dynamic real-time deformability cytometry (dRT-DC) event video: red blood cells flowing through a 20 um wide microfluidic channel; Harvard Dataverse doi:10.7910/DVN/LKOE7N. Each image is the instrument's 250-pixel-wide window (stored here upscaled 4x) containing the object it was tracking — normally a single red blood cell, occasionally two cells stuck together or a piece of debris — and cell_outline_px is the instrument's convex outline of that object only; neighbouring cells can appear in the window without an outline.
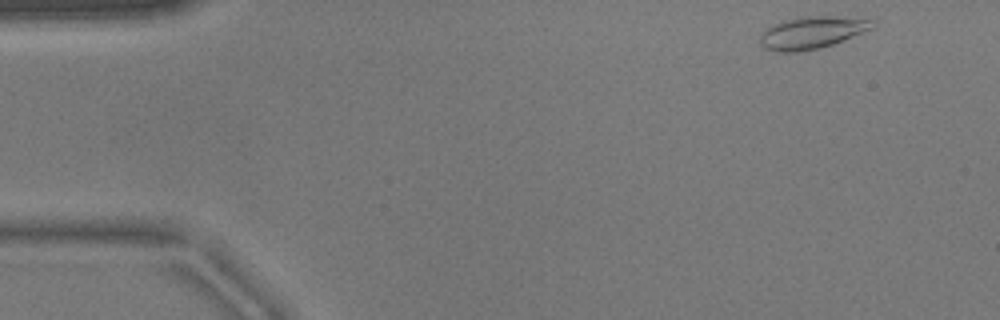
{"species": "common noctule bat (a hibernating species)", "species_latin": "Nyctalus noctula", "temperature_condition": "warm", "stored_images_in_passage": 49, "camera_frame_rate_fps": 3000, "um_per_image_px": 0.085, "animal": {"sex": "male", "body_mass_g": 17.9}, "frame": {"image": 1, "passage_image": 1, "time_ms": 0.0, "image_size_px": [1000, 320], "cell_outline_px": [[876, 24], [872, 28], [832, 44], [816, 48], [796, 52], [780, 52], [764, 48], [760, 44], [760, 36], [772, 24], [780, 20], [808, 16], [832, 16], [876, 20]], "centroid_in_image_um": [68.99, 2.75], "position_along_channel_um": 16.0, "area_um2": 20.81}}
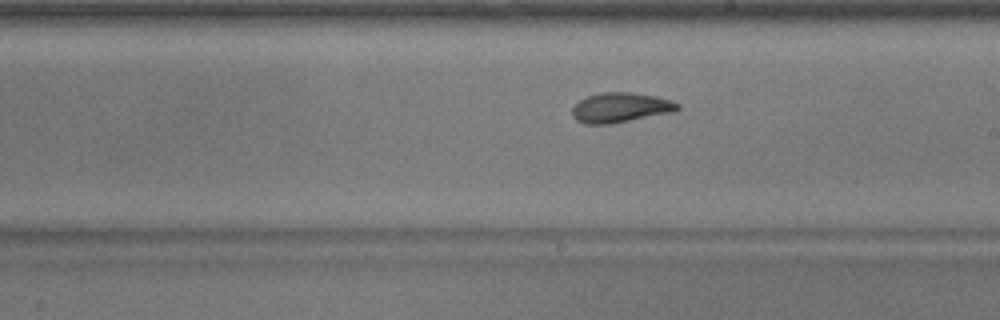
{"frame": {"image": 2, "passage_image": 26, "time_ms": 8.333, "image_size_px": [1000, 320], "cell_outline_px": [[680, 108], [672, 112], [612, 124], [584, 124], [576, 120], [572, 116], [572, 108], [580, 100], [588, 96], [600, 92], [632, 92], [656, 96], [672, 100], [680, 104]], "centroid_in_image_um": [52.74, 9.14], "position_along_channel_um": 236.3, "area_um2": 18.44}}
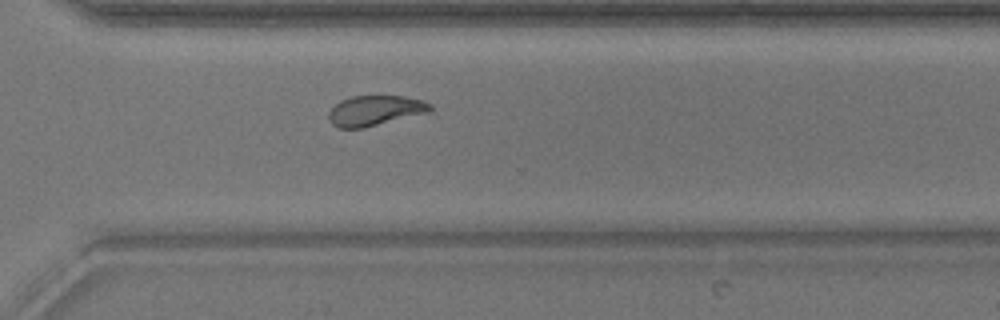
{"frame": {"image": 3, "passage_image": 34, "time_ms": 11.0, "image_size_px": [1000, 320], "cell_outline_px": [[432, 108], [428, 112], [364, 128], [340, 128], [332, 124], [328, 120], [328, 112], [340, 100], [352, 96], [404, 96], [420, 100], [432, 104]], "centroid_in_image_um": [31.84, 9.4], "position_along_channel_um": 338.8, "area_um2": 17.74}, "authors_computed_cell_mechanics": {"area_um2": 19.1318, "velocity_mm_per_s": 3.8505, "shape_relaxation_time_tau1_ms": 3.0743, "shape_relaxation_time_tau2_ms": 1.9897, "deformation_change_tau1": 0.139, "deformation_change_tau2": 0.0734}}